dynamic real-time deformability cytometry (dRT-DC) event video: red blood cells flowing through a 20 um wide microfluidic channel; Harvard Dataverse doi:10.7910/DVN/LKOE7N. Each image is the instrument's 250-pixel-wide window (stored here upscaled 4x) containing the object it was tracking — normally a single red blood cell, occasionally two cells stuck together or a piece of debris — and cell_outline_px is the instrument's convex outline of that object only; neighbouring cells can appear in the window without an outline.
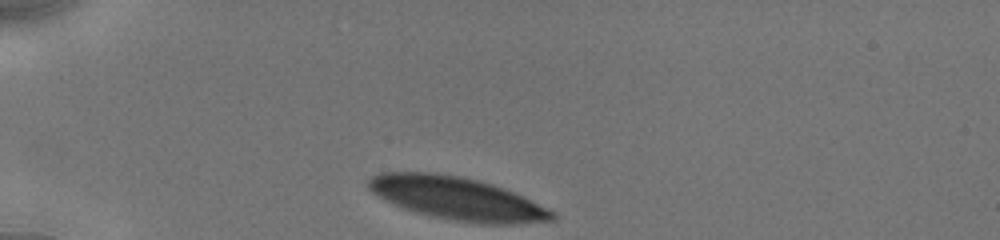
{"species": "human", "species_latin": "Homo sapiens", "temperature_condition": "cold", "stored_images_in_passage": 15, "camera_frame_rate_fps": 3000, "um_per_image_px": 0.085, "donor": {"sex": "male"}, "frame": {"image": 1, "passage_image": 1, "time_ms": 0.0, "image_size_px": [1000, 240], "cell_outline_px": [[556, 220], [516, 224], [480, 224], [452, 220], [432, 216], [416, 212], [404, 208], [372, 192], [368, 188], [368, 180], [372, 176], [380, 172], [436, 172], [460, 176], [492, 184], [512, 192], [548, 208], [556, 216]], "centroid_in_image_um": [38.86, 16.87], "position_along_channel_um": 46.1, "area_um2": 45.49}}
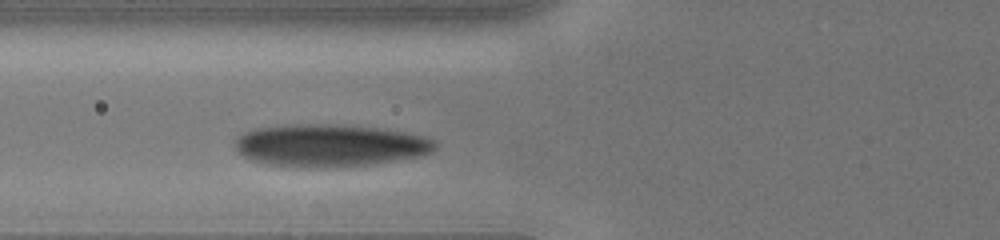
{"frame": {"image": 2, "passage_image": 13, "time_ms": 2.333, "image_size_px": [1000, 240], "cell_outline_px": [[436, 148], [432, 152], [416, 156], [368, 164], [328, 168], [268, 164], [252, 160], [244, 156], [236, 148], [236, 136], [252, 128], [288, 124], [336, 124], [380, 128], [404, 132], [424, 136], [436, 140]], "centroid_in_image_um": [28.01, 12.34], "position_along_channel_um": 97.8, "area_um2": 49.25}}